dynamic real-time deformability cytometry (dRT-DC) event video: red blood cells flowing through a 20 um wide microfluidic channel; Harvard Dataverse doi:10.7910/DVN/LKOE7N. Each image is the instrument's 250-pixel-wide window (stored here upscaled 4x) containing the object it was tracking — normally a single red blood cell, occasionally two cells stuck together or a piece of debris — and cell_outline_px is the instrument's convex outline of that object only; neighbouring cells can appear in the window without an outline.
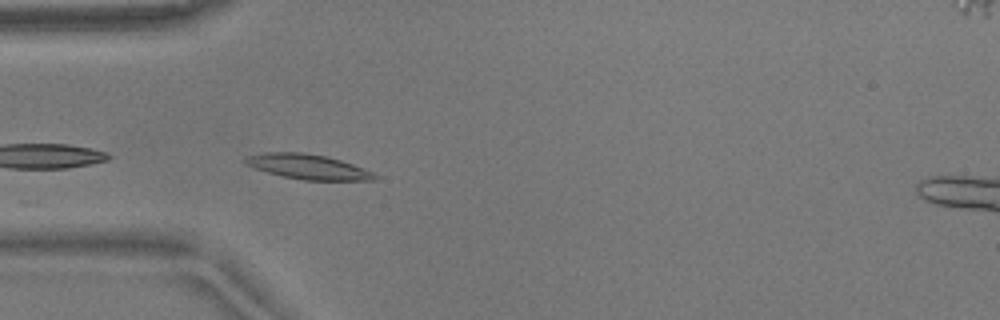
{"species": "common noctule bat (a hibernating species)", "species_latin": "Nyctalus noctula", "temperature_condition": "warm", "stored_images_in_passage": 16, "camera_frame_rate_fps": 3000, "um_per_image_px": 0.085, "animal": {"sex": "male", "body_mass_g": 17.9}, "frame": {"image": 1, "passage_image": 1, "time_ms": 0.0, "image_size_px": [1000, 320], "cell_outline_px": [[380, 176], [376, 180], [304, 180], [284, 176], [252, 168], [244, 164], [240, 160], [248, 156], [264, 152], [304, 152], [328, 156], [352, 164], [372, 172]], "centroid_in_image_um": [26.13, 14.16], "position_along_channel_um": 58.9, "area_um2": 18.9}}
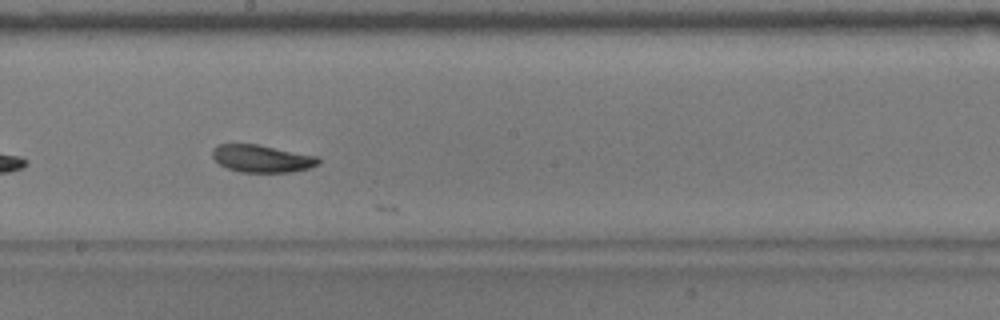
{"frame": {"image": 2, "passage_image": 15, "time_ms": 4.667, "image_size_px": [1000, 320], "cell_outline_px": [[320, 164], [308, 168], [292, 172], [240, 172], [228, 168], [220, 164], [212, 156], [212, 148], [220, 144], [256, 144], [320, 156]], "centroid_in_image_um": [22.3, 13.48], "position_along_channel_um": 225.9, "area_um2": 16.99}}